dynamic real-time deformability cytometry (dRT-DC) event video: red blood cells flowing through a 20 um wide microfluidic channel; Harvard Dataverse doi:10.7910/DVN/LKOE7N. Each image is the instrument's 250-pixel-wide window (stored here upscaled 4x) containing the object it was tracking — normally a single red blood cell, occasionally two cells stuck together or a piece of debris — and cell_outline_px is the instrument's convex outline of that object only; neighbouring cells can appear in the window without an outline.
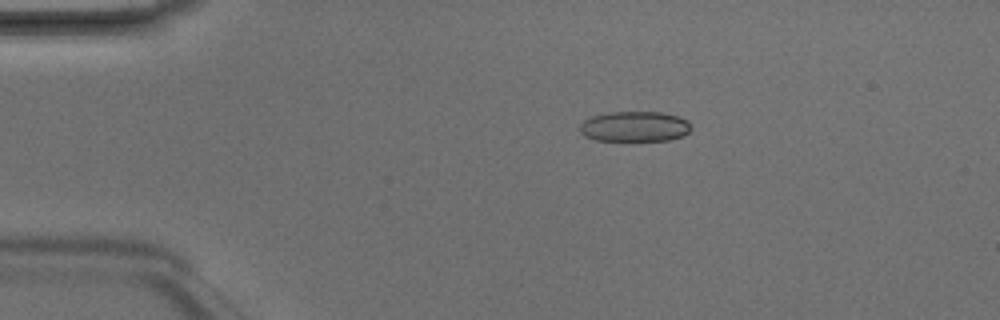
{"species": "Egyptian fruit bat (a non-hibernating species)", "species_latin": "Rousettus aegyptiacus", "temperature_condition": "room temperature", "stored_images_in_passage": 4, "camera_frame_rate_fps": 3000, "um_per_image_px": 0.085, "animal": {"sex": "male"}, "frame": {"image": 1, "passage_image": 2, "time_ms": 0.333, "image_size_px": [1000, 320], "cell_outline_px": [[692, 128], [684, 136], [668, 140], [596, 140], [584, 136], [580, 132], [580, 124], [584, 120], [592, 116], [608, 112], [660, 112], [680, 116], [688, 120], [692, 124]], "centroid_in_image_um": [53.98, 10.74], "position_along_channel_um": 31.0, "area_um2": 19.83}}